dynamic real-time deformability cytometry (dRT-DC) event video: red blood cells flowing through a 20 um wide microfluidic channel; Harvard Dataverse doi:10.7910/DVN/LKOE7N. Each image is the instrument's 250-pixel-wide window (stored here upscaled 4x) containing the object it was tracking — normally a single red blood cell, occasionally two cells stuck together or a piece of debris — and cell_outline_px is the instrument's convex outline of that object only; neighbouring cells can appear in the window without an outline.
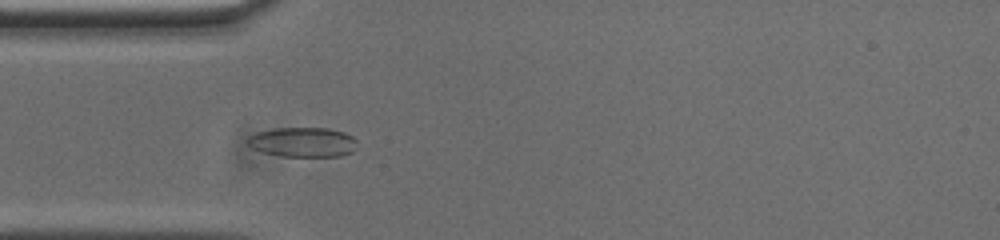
{"species": "common noctule bat (a hibernating species)", "species_latin": "Nyctalus noctula", "temperature_condition": "cold", "stored_images_in_passage": 54, "camera_frame_rate_fps": 3000, "um_per_image_px": 0.085, "animal": {"sex": "male", "body_mass_g": 20.0, "forearm_length_mm": 53.3}, "frame": {"image": 1, "passage_image": 15, "time_ms": 4.667, "image_size_px": [1000, 240], "cell_outline_px": [[356, 148], [352, 152], [340, 156], [280, 156], [264, 152], [252, 148], [244, 140], [248, 136], [256, 132], [276, 128], [328, 128], [344, 132], [352, 136], [356, 140]], "centroid_in_image_um": [25.72, 12.08], "position_along_channel_um": 59.3, "area_um2": 19.07}}
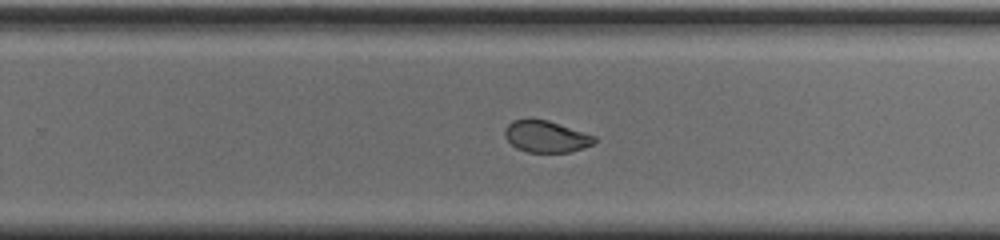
{"frame": {"image": 2, "passage_image": 33, "time_ms": 10.667, "image_size_px": [1000, 240], "cell_outline_px": [[596, 140], [592, 144], [584, 148], [572, 152], [528, 152], [516, 148], [504, 136], [504, 128], [512, 120], [548, 120], [596, 136]], "centroid_in_image_um": [46.42, 11.62], "position_along_channel_um": 283.4, "area_um2": 16.42}}
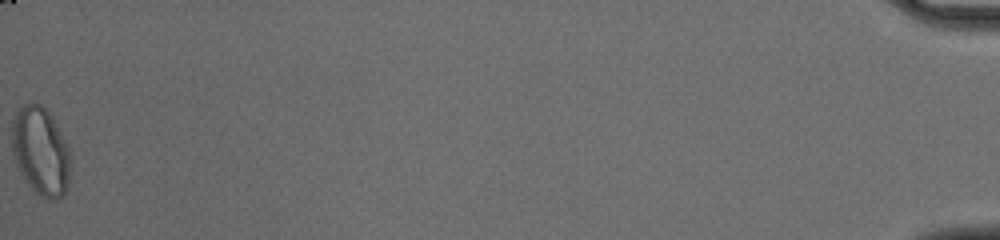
{"frame": {"image": 3, "passage_image": 54, "time_ms": 17.667, "image_size_px": [1000, 240], "cell_outline_px": [[72, 156], [68, 188], [64, 196], [56, 200], [52, 200], [40, 196], [24, 180], [16, 164], [12, 152], [12, 116], [16, 108], [32, 100], [40, 104], [52, 116], [68, 144]], "centroid_in_image_um": [3.47, 12.83], "position_along_channel_um": 431.7, "area_um2": 31.1}, "authors_computed_cell_mechanics": {"area_um2": 18.1781, "velocity_mm_per_s": 3.7428, "shape_relaxation_time_tau1_ms": 11.3626, "shape_relaxation_time_tau2_ms": 1.4913, "deformation_change_tau1": 0.1875, "deformation_change_tau2": 0.0531}}